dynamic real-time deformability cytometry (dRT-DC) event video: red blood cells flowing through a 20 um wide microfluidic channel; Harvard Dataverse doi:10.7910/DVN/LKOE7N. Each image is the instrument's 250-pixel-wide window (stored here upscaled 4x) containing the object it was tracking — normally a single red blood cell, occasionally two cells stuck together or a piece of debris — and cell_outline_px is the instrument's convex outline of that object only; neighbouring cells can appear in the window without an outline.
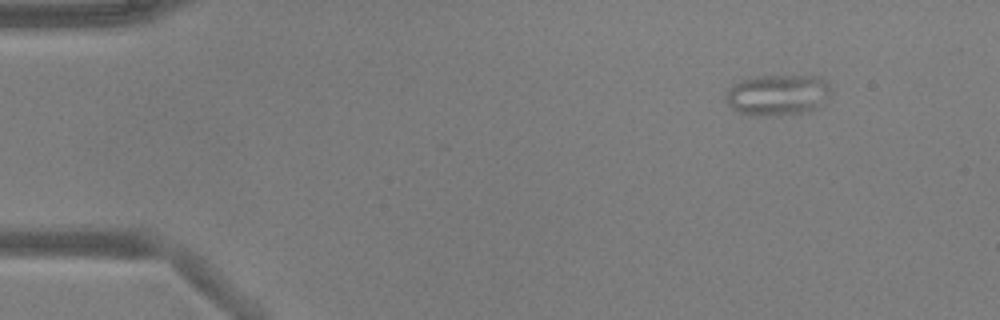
{"species": "common noctule bat (a hibernating species)", "species_latin": "Nyctalus noctula", "temperature_condition": "warm", "stored_images_in_passage": 7, "camera_frame_rate_fps": 3000, "um_per_image_px": 0.085, "animal": {"sex": "male", "body_mass_g": 17.9, "forearm_length_mm": 54.2}, "frame": {"image": 1, "passage_image": 1, "time_ms": 0.0, "image_size_px": [1000, 320], "cell_outline_px": [[832, 92], [816, 108], [808, 112], [740, 112], [732, 108], [728, 104], [724, 96], [740, 80], [756, 76], [820, 76], [828, 84]], "centroid_in_image_um": [66.15, 7.99], "position_along_channel_um": 18.8, "area_um2": 23.76}}
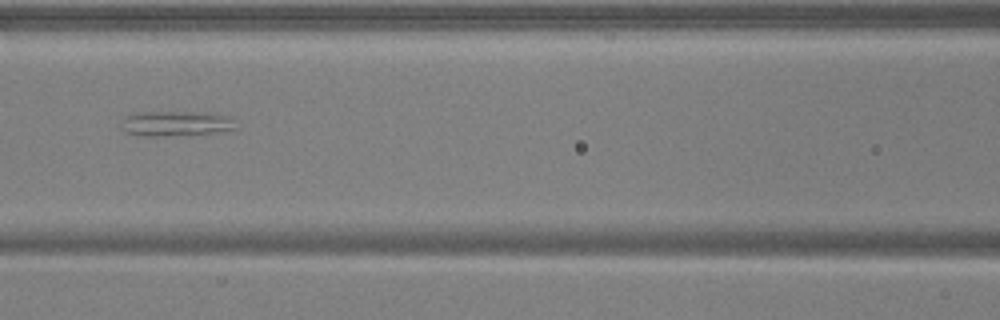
{"frame": {"image": 2, "passage_image": 5, "time_ms": 1.333, "image_size_px": [1000, 320], "cell_outline_px": [[236, 128], [224, 132], [160, 136], [140, 136], [124, 132], [120, 128], [120, 120], [124, 116], [136, 112], [204, 112], [232, 116]], "centroid_in_image_um": [14.91, 10.5], "position_along_channel_um": 151.7, "area_um2": 17.22}}
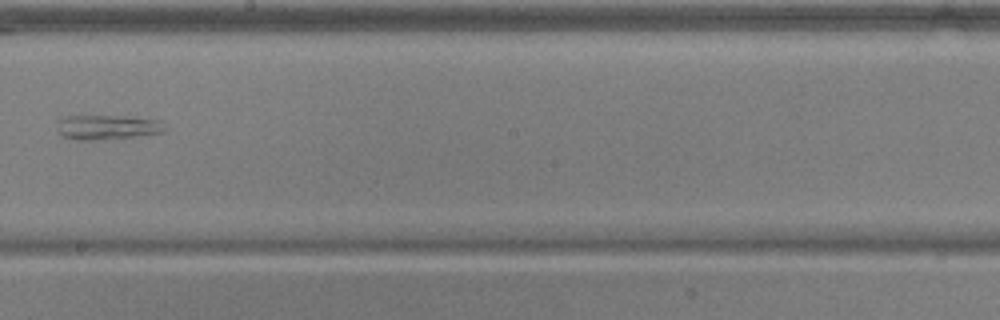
{"frame": {"image": 3, "passage_image": 7, "time_ms": 2.0, "image_size_px": [1000, 320], "cell_outline_px": [[164, 132], [136, 136], [88, 140], [76, 140], [60, 136], [60, 120], [64, 116], [132, 116], [160, 120], [164, 128]], "centroid_in_image_um": [9.14, 10.8], "position_along_channel_um": 239.1, "area_um2": 15.2}}